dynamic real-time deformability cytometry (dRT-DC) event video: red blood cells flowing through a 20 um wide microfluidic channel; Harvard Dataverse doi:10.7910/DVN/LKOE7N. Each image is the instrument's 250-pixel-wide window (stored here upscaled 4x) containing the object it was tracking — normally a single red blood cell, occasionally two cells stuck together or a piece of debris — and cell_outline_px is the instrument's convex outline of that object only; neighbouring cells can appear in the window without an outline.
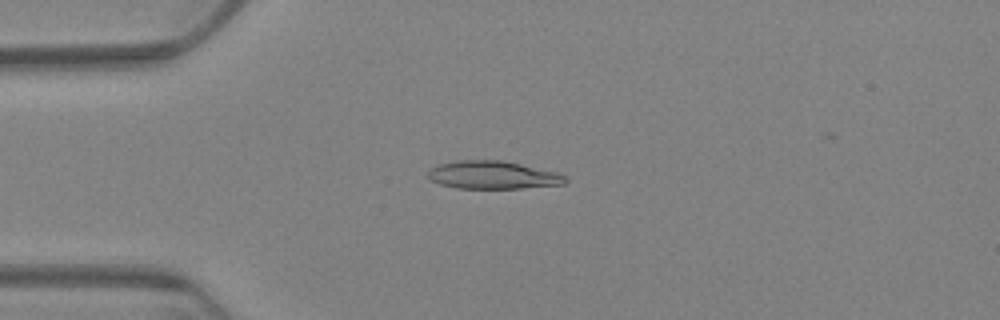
{"species": "Egyptian fruit bat (a non-hibernating species)", "species_latin": "Rousettus aegyptiacus", "temperature_condition": "warm", "stored_images_in_passage": 44, "camera_frame_rate_fps": 3000, "um_per_image_px": 0.085, "animal": {"sex": "female"}, "frame": {"image": 1, "passage_image": 4, "time_ms": 1.0, "image_size_px": [1000, 320], "cell_outline_px": [[568, 180], [564, 184], [520, 188], [456, 188], [440, 184], [428, 180], [428, 172], [432, 168], [440, 164], [456, 160], [500, 160], [560, 172], [568, 176]], "centroid_in_image_um": [41.92, 14.87], "position_along_channel_um": 43.1, "area_um2": 22.48}}
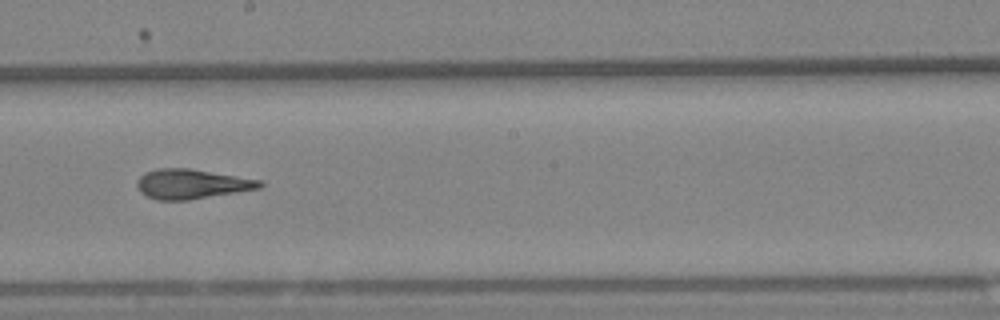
{"frame": {"image": 2, "passage_image": 23, "time_ms": 7.333, "image_size_px": [1000, 320], "cell_outline_px": [[264, 184], [260, 188], [188, 200], [156, 200], [140, 192], [136, 188], [136, 180], [144, 172], [156, 168], [188, 168], [260, 180]], "centroid_in_image_um": [16.22, 15.63], "position_along_channel_um": 232.0, "area_um2": 21.15}}
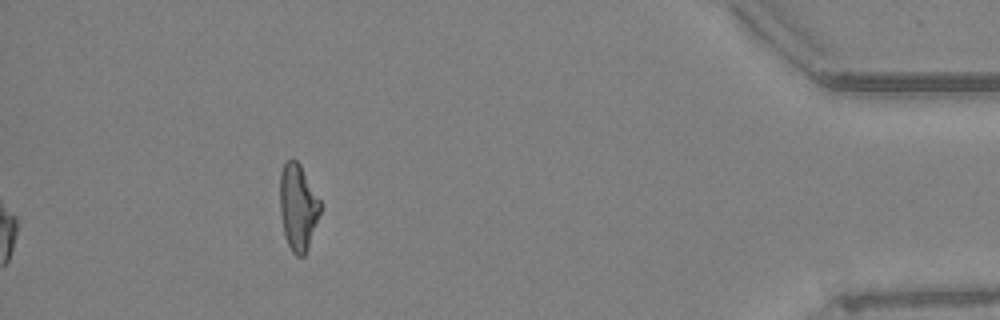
{"frame": {"image": 3, "passage_image": 44, "time_ms": 14.333, "image_size_px": [1000, 320], "cell_outline_px": [[320, 212], [308, 248], [304, 256], [296, 256], [292, 252], [284, 236], [280, 212], [280, 172], [284, 164], [292, 156], [300, 164], [320, 200]], "centroid_in_image_um": [25.31, 17.6], "position_along_channel_um": 409.9, "area_um2": 20.29}, "authors_computed_cell_mechanics": {"area_um2": 20.7213, "velocity_mm_per_s": 3.3323, "shape_relaxation_time_tau1_ms": null, "shape_relaxation_time_tau2_ms": 1.6997, "deformation_change_tau1": null, "deformation_change_tau2": 0.1022}}